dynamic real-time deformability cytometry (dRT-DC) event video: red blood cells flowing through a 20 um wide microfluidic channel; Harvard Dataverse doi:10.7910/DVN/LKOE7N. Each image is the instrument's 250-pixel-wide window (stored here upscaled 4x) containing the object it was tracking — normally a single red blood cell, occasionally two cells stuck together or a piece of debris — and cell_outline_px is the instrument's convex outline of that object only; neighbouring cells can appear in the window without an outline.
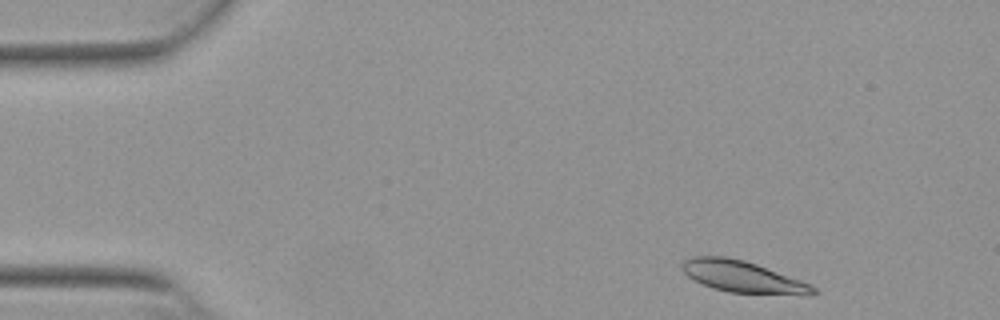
{"species": "Egyptian fruit bat (a non-hibernating species)", "species_latin": "Rousettus aegyptiacus", "temperature_condition": "warm", "stored_images_in_passage": 48, "camera_frame_rate_fps": 3000, "um_per_image_px": 0.085, "animal": {"sex": "female"}, "frame": {"image": 1, "passage_image": 2, "time_ms": 0.333, "image_size_px": [1000, 320], "cell_outline_px": [[820, 292], [812, 296], [804, 296], [728, 292], [712, 288], [688, 276], [680, 268], [680, 264], [684, 260], [692, 256], [724, 256], [744, 260], [756, 264], [812, 284]], "centroid_in_image_um": [63.2, 23.54], "position_along_channel_um": 21.8, "area_um2": 24.51}}
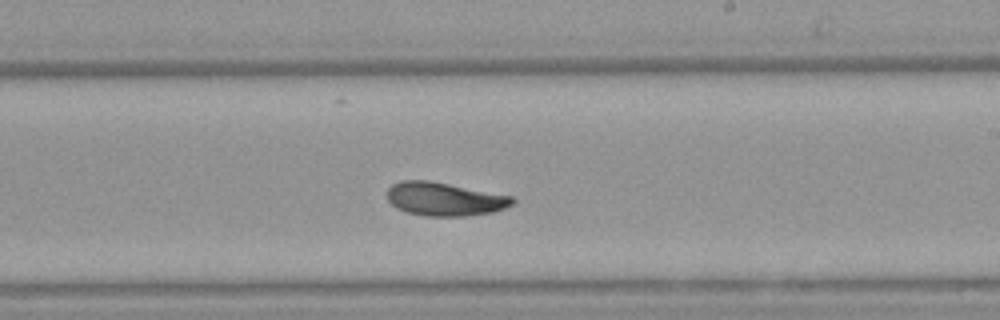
{"frame": {"image": 2, "passage_image": 27, "time_ms": 8.667, "image_size_px": [1000, 320], "cell_outline_px": [[516, 200], [512, 204], [504, 208], [492, 212], [464, 216], [424, 216], [404, 212], [396, 208], [388, 200], [388, 188], [392, 184], [400, 180], [428, 180], [512, 196]], "centroid_in_image_um": [37.75, 16.92], "position_along_channel_um": 251.3, "area_um2": 24.39}}
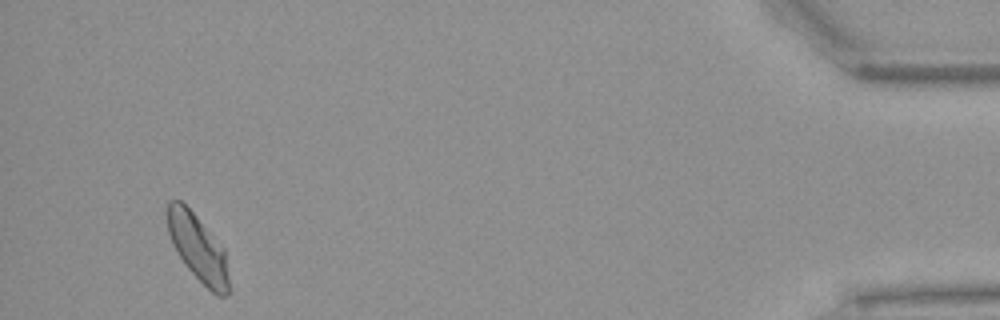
{"frame": {"image": 3, "passage_image": 46, "time_ms": 15.0, "image_size_px": [1000, 320], "cell_outline_px": [[228, 292], [224, 296], [216, 296], [184, 264], [172, 244], [168, 232], [168, 200], [180, 200], [196, 216], [224, 248], [228, 276]], "centroid_in_image_um": [16.81, 21.07], "position_along_channel_um": 418.4, "area_um2": 23.35}, "authors_computed_cell_mechanics": {"area_um2": 24.1893, "velocity_mm_per_s": 3.8144, "shape_relaxation_time_tau1_ms": 5.3756, "shape_relaxation_time_tau2_ms": 2.8695, "deformation_change_tau1": 0.1671, "deformation_change_tau2": 0.0879}}